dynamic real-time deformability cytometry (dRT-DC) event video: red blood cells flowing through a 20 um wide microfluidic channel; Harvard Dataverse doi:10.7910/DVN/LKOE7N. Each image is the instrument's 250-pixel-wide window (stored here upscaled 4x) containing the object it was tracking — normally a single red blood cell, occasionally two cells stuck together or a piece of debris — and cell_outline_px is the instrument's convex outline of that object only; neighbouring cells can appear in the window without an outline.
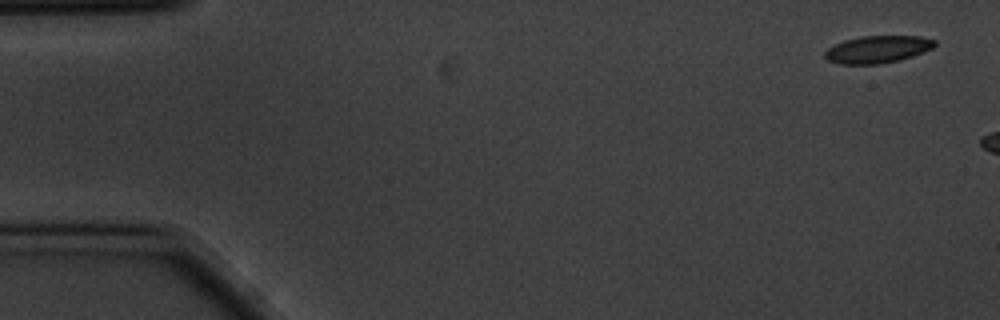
{"species": "common noctule bat (a hibernating species)", "species_latin": "Nyctalus noctula", "temperature_condition": "cold", "stored_images_in_passage": 49, "camera_frame_rate_fps": 3000, "um_per_image_px": 0.085, "animal": {"sex": "male", "body_mass_g": 20.1, "forearm_length_mm": 53.5}, "frame": {"image": 1, "passage_image": 1, "time_ms": 0.0, "image_size_px": [1000, 320], "cell_outline_px": [[936, 44], [932, 48], [912, 56], [900, 60], [880, 64], [840, 64], [828, 60], [824, 56], [824, 52], [828, 48], [844, 40], [860, 36], [920, 36], [936, 40]], "centroid_in_image_um": [74.59, 4.19], "position_along_channel_um": 10.4, "area_um2": 17.46}}
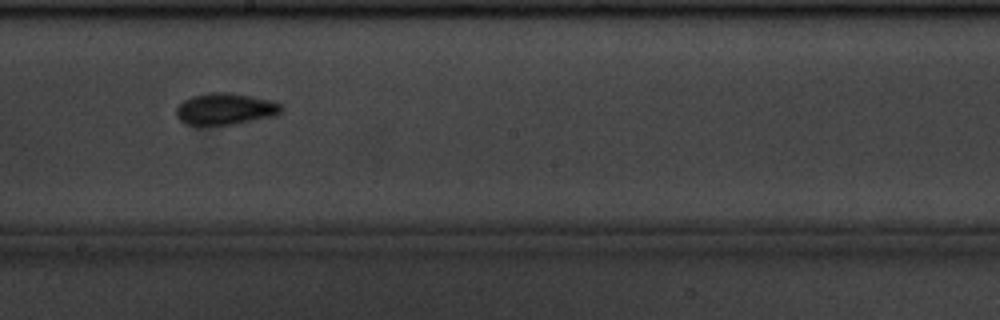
{"frame": {"image": 2, "passage_image": 30, "time_ms": 9.667, "image_size_px": [1000, 320], "cell_outline_px": [[284, 108], [276, 116], [232, 124], [184, 124], [176, 116], [176, 108], [184, 100], [192, 96], [208, 92], [232, 92], [272, 100], [280, 104]], "centroid_in_image_um": [19.17, 9.24], "position_along_channel_um": 229.0, "area_um2": 19.36}}
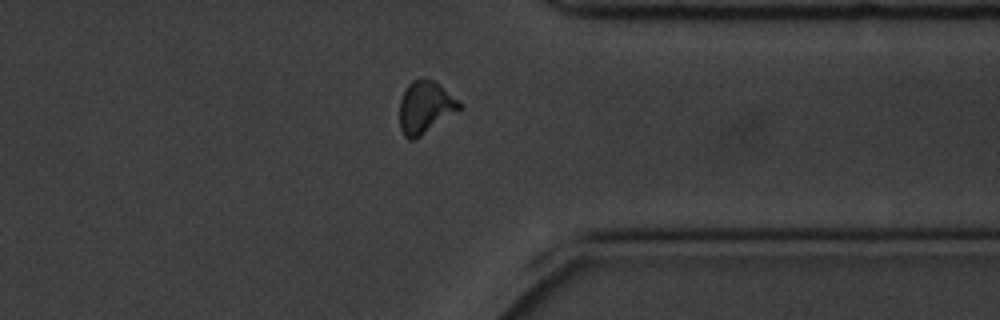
{"frame": {"image": 3, "passage_image": 43, "time_ms": 14.0, "image_size_px": [1000, 320], "cell_outline_px": [[464, 108], [420, 136], [412, 140], [408, 140], [404, 136], [400, 128], [400, 100], [408, 84], [412, 80], [436, 80], [460, 100], [464, 104]], "centroid_in_image_um": [36.21, 9.12], "position_along_channel_um": 375.2, "area_um2": 18.5}, "authors_computed_cell_mechanics": {"area_um2": 18.0914, "velocity_mm_per_s": 3.4915, "shape_relaxation_time_tau1_ms": 3.6926, "shape_relaxation_time_tau2_ms": 2.8388, "deformation_change_tau1": 0.1246, "deformation_change_tau2": 0.0789}}